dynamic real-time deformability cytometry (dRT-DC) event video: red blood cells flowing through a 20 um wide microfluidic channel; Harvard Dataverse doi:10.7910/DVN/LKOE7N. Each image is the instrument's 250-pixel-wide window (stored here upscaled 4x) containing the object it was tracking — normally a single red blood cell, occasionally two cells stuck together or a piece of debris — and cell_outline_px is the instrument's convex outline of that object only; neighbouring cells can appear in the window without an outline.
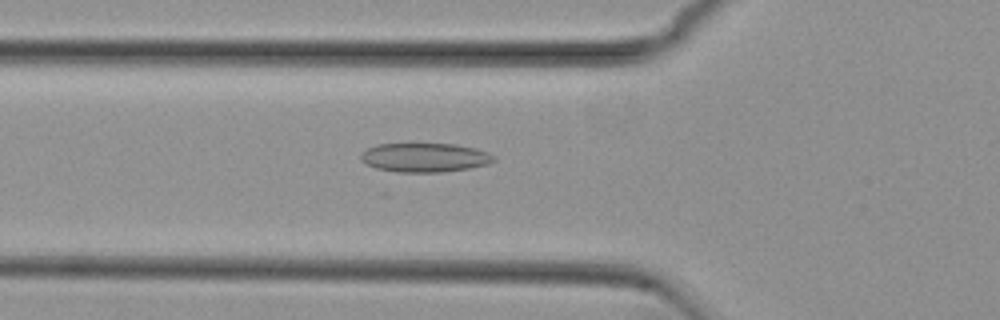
{"species": "common noctule bat (a hibernating species)", "species_latin": "Nyctalus noctula", "temperature_condition": "cold", "stored_images_in_passage": 34, "camera_frame_rate_fps": 3000, "um_per_image_px": 0.085, "animal": {"sex": "female", "body_mass_g": 29.2, "forearm_length_mm": 56.3}, "frame": {"image": 1, "passage_image": 2, "time_ms": 0.333, "image_size_px": [1000, 320], "cell_outline_px": [[496, 160], [488, 164], [468, 168], [440, 172], [396, 172], [376, 168], [364, 164], [360, 160], [360, 152], [376, 144], [456, 144], [476, 148], [488, 152], [496, 156]], "centroid_in_image_um": [36.08, 13.39], "position_along_channel_um": 89.7, "area_um2": 22.72}}
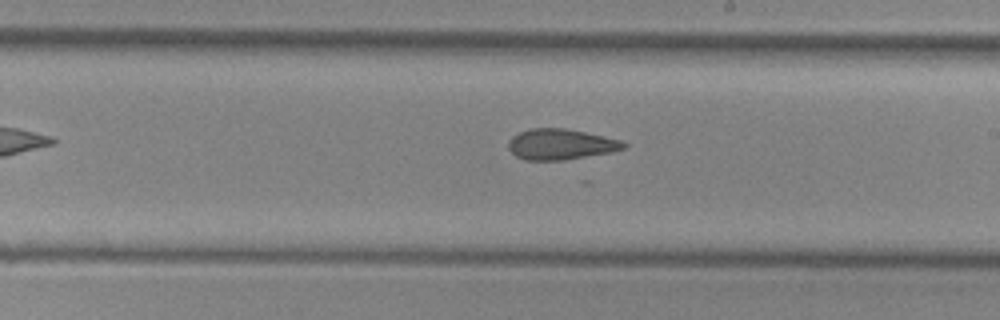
{"frame": {"image": 2, "passage_image": 14, "time_ms": 4.333, "image_size_px": [1000, 320], "cell_outline_px": [[628, 144], [624, 148], [612, 152], [564, 160], [524, 160], [516, 156], [508, 148], [508, 140], [512, 136], [520, 132], [532, 128], [564, 128], [584, 132], [620, 140]], "centroid_in_image_um": [47.63, 12.27], "position_along_channel_um": 241.4, "area_um2": 20.52}}
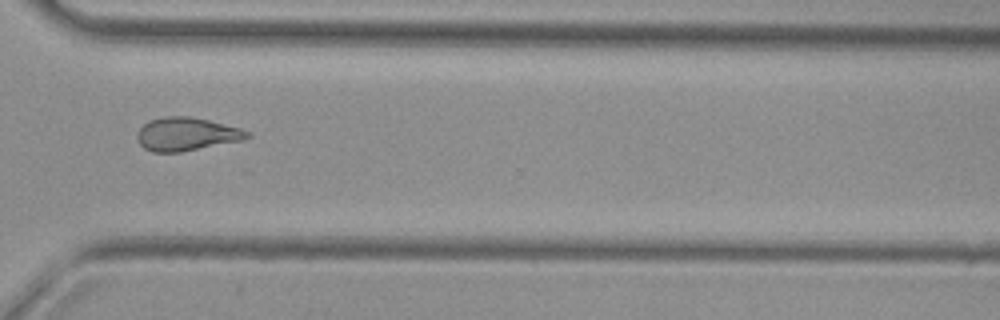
{"frame": {"image": 3, "passage_image": 23, "time_ms": 7.333, "image_size_px": [1000, 320], "cell_outline_px": [[252, 136], [244, 140], [180, 152], [152, 152], [144, 148], [136, 140], [136, 132], [148, 120], [164, 116], [188, 116], [208, 120], [240, 128], [252, 132]], "centroid_in_image_um": [15.85, 11.4], "position_along_channel_um": 354.8, "area_um2": 21.56}}